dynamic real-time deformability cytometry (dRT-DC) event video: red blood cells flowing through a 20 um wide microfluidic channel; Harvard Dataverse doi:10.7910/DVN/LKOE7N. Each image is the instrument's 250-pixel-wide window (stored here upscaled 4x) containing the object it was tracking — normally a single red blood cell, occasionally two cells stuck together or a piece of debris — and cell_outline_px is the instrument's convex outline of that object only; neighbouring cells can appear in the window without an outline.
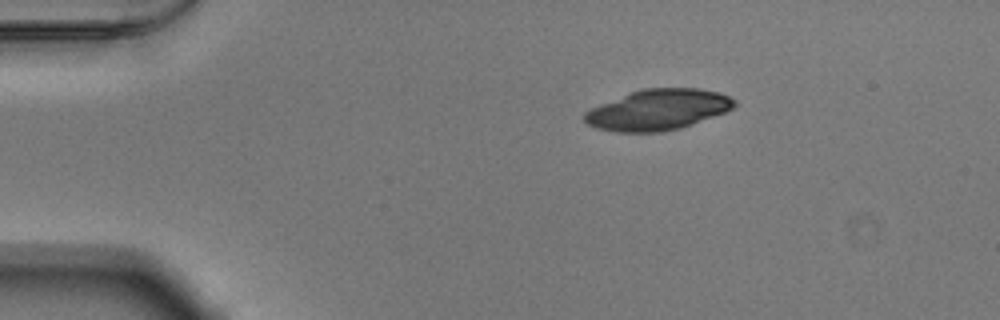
{"species": "Egyptian fruit bat (a non-hibernating species)", "species_latin": "Rousettus aegyptiacus", "temperature_condition": "warm", "stored_images_in_passage": 44, "camera_frame_rate_fps": 3000, "um_per_image_px": 0.085, "animal": {"sex": "male"}, "frame": {"image": 1, "passage_image": 1, "time_ms": 0.0, "image_size_px": [1000, 320], "cell_outline_px": [[736, 104], [732, 108], [724, 112], [692, 124], [680, 128], [660, 132], [616, 132], [596, 128], [588, 124], [584, 120], [584, 112], [600, 104], [628, 92], [644, 88], [700, 88], [720, 92], [736, 100]], "centroid_in_image_um": [55.92, 9.32], "position_along_channel_um": 29.1, "area_um2": 35.55}}